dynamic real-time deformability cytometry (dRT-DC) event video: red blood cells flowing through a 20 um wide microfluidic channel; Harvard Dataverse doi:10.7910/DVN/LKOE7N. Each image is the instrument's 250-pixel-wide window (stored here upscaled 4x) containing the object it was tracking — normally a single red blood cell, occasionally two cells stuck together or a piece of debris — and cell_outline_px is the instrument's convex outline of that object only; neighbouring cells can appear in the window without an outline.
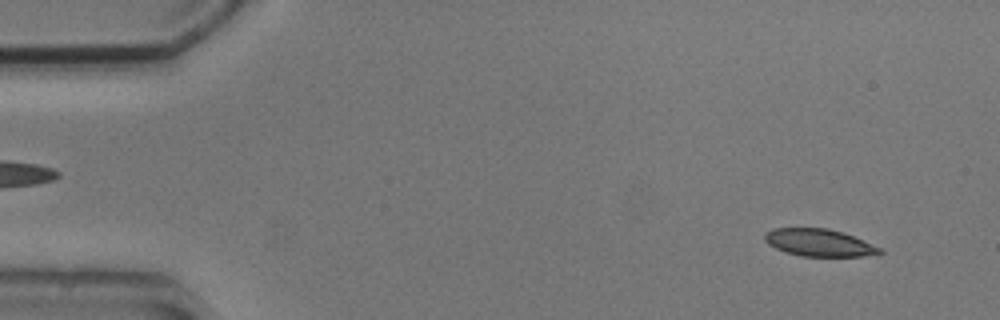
{"species": "common noctule bat (a hibernating species)", "species_latin": "Nyctalus noctula", "temperature_condition": "cold", "stored_images_in_passage": 3, "camera_frame_rate_fps": 3000, "um_per_image_px": 0.085, "animal": {"sex": "male", "body_mass_g": 20.5, "forearm_length_mm": 52.5}, "frame": {"image": 1, "passage_image": 1, "time_ms": 0.0, "image_size_px": [1000, 320], "cell_outline_px": [[884, 252], [880, 256], [800, 256], [776, 248], [768, 244], [764, 240], [764, 236], [772, 228], [828, 228], [844, 232], [880, 248]], "centroid_in_image_um": [69.67, 20.63], "position_along_channel_um": 15.3, "area_um2": 18.32}}